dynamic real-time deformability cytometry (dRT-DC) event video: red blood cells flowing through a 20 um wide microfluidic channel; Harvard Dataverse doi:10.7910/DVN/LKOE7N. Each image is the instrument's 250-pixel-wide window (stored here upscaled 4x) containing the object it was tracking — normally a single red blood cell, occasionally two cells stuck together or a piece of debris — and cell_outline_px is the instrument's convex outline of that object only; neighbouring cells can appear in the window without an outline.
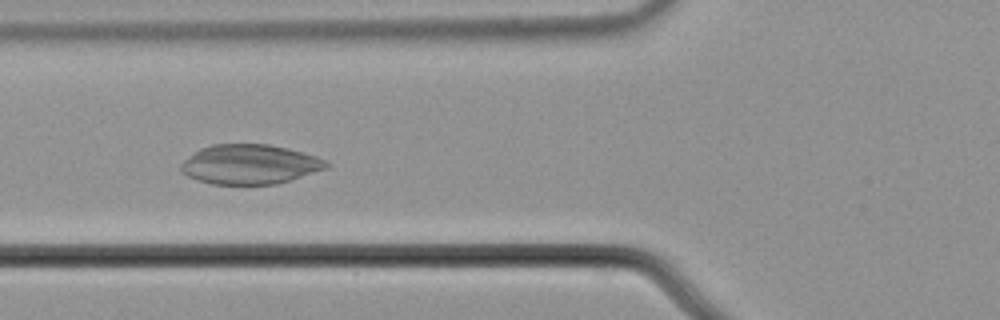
{"species": "common noctule bat (a hibernating species)", "species_latin": "Nyctalus noctula", "temperature_condition": "cold", "stored_images_in_passage": 41, "camera_frame_rate_fps": 3000, "um_per_image_px": 0.085, "animal": {"sex": "male", "body_mass_g": 21.5, "forearm_length_mm": 52.0}, "frame": {"image": 1, "passage_image": 10, "time_ms": 3.0, "image_size_px": [1000, 320], "cell_outline_px": [[332, 164], [328, 168], [276, 184], [212, 184], [188, 176], [180, 172], [180, 164], [184, 160], [200, 148], [212, 144], [268, 144], [288, 148], [316, 156], [328, 160]], "centroid_in_image_um": [21.25, 13.96], "position_along_channel_um": 104.5, "area_um2": 33.64}}
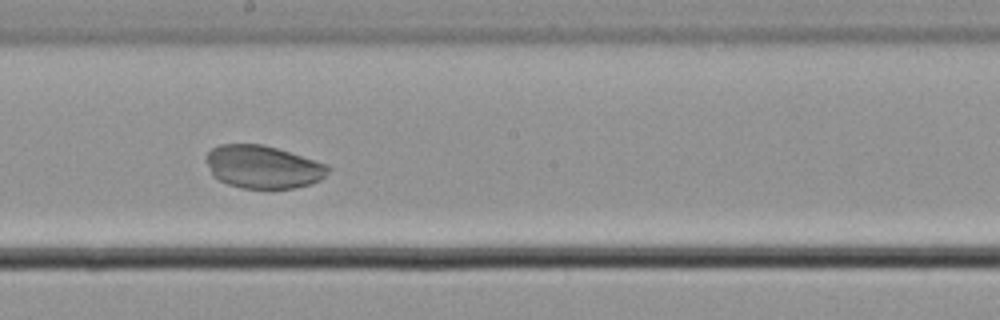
{"frame": {"image": 2, "passage_image": 20, "time_ms": 6.333, "image_size_px": [1000, 320], "cell_outline_px": [[332, 168], [320, 180], [308, 184], [292, 188], [240, 188], [228, 184], [212, 176], [208, 164], [208, 152], [212, 148], [220, 144], [264, 144], [328, 164]], "centroid_in_image_um": [22.37, 14.18], "position_along_channel_um": 225.8, "area_um2": 30.29}}
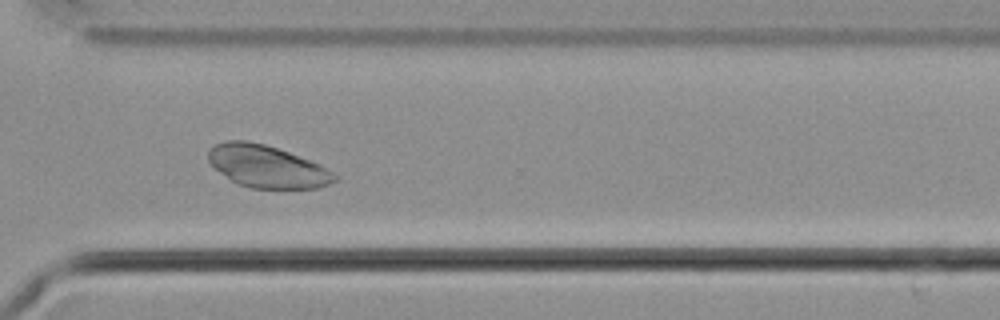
{"frame": {"image": 3, "passage_image": 30, "time_ms": 9.667, "image_size_px": [1000, 320], "cell_outline_px": [[340, 176], [336, 180], [328, 184], [316, 188], [252, 188], [240, 184], [232, 180], [220, 172], [208, 160], [208, 148], [212, 144], [228, 140], [248, 140], [264, 144], [288, 152], [320, 164]], "centroid_in_image_um": [22.69, 14.13], "position_along_channel_um": 347.9, "area_um2": 30.98}}